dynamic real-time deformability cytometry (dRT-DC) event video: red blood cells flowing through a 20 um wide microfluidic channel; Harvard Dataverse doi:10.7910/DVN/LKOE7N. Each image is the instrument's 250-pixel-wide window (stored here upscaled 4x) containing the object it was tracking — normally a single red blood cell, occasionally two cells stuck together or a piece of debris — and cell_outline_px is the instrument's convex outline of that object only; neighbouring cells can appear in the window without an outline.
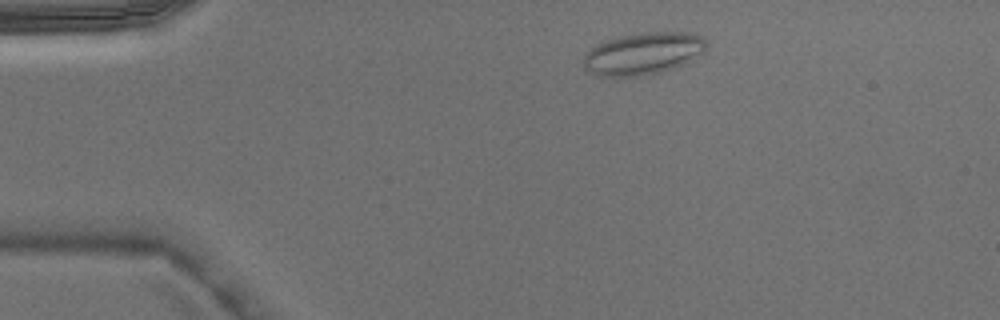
{"species": "Egyptian fruit bat (a non-hibernating species)", "species_latin": "Rousettus aegyptiacus", "temperature_condition": "warm", "stored_images_in_passage": 3, "camera_frame_rate_fps": 3000, "um_per_image_px": 0.085, "animal": {"sex": "male"}, "frame": {"image": 1, "passage_image": 1, "time_ms": 0.0, "image_size_px": [1000, 320], "cell_outline_px": [[708, 48], [704, 52], [692, 60], [672, 68], [660, 72], [636, 76], [596, 76], [588, 72], [584, 68], [584, 56], [596, 44], [604, 40], [620, 36], [640, 32], [688, 32], [700, 36], [708, 44]], "centroid_in_image_um": [54.67, 4.54], "position_along_channel_um": 30.3, "area_um2": 30.29}}
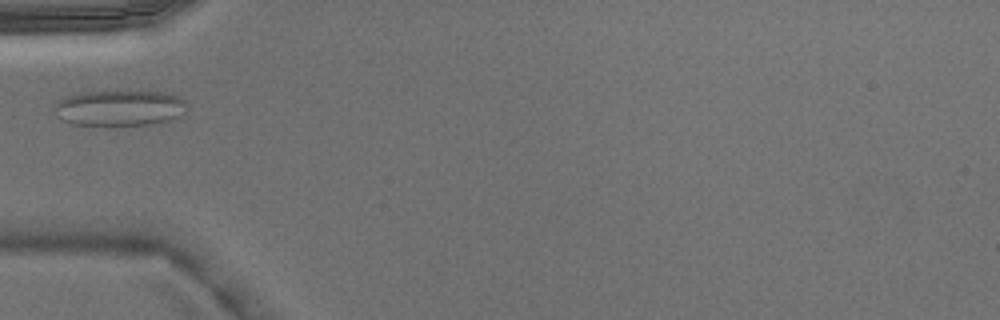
{"frame": {"image": 2, "passage_image": 2, "time_ms": 0.333, "image_size_px": [1000, 320], "cell_outline_px": [[188, 112], [184, 116], [172, 120], [152, 124], [108, 128], [68, 124], [56, 116], [52, 108], [60, 100], [68, 96], [80, 92], [168, 92], [180, 96], [188, 104]], "centroid_in_image_um": [10.2, 9.24], "position_along_channel_um": 74.8, "area_um2": 29.02}}